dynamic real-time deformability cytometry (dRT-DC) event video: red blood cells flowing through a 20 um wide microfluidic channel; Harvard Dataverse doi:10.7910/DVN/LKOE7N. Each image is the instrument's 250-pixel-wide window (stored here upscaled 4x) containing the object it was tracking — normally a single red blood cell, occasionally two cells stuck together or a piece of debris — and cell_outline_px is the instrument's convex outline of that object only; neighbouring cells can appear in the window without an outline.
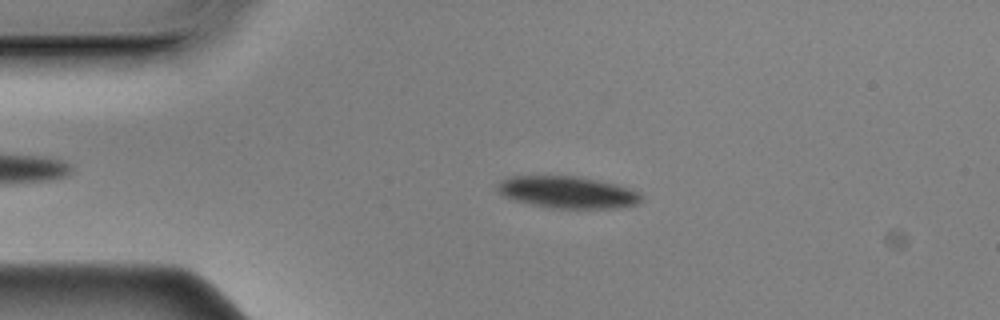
{"species": "Egyptian fruit bat (a non-hibernating species)", "species_latin": "Rousettus aegyptiacus", "temperature_condition": "cold", "stored_images_in_passage": 50, "camera_frame_rate_fps": 3000, "um_per_image_px": 0.085, "animal": {"sex": "male"}, "frame": {"image": 1, "passage_image": 11, "time_ms": 3.333, "image_size_px": [1000, 320], "cell_outline_px": [[640, 200], [636, 204], [616, 208], [552, 208], [532, 204], [516, 200], [504, 196], [496, 192], [496, 184], [500, 180], [508, 176], [576, 176], [616, 184], [628, 188], [636, 192], [640, 196]], "centroid_in_image_um": [48.15, 16.33], "position_along_channel_um": 36.8, "area_um2": 26.53}}
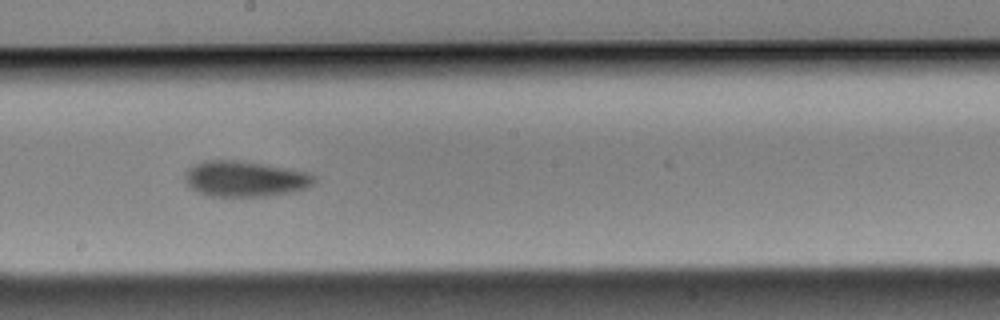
{"frame": {"image": 2, "passage_image": 30, "time_ms": 9.667, "image_size_px": [1000, 320], "cell_outline_px": [[316, 184], [308, 188], [292, 192], [268, 196], [204, 196], [188, 188], [184, 184], [184, 172], [192, 164], [204, 160], [236, 160], [264, 164], [288, 168], [308, 172], [316, 176]], "centroid_in_image_um": [20.79, 15.21], "position_along_channel_um": 227.4, "area_um2": 27.63}}
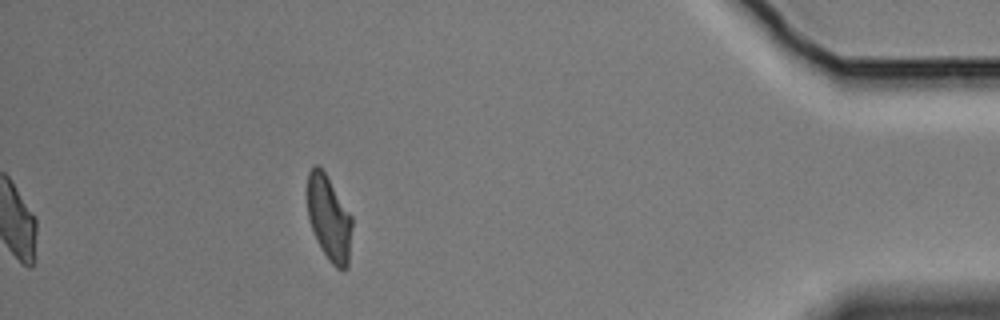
{"frame": {"image": 3, "passage_image": 50, "time_ms": 16.333, "image_size_px": [1000, 320], "cell_outline_px": [[352, 228], [348, 268], [344, 272], [336, 268], [328, 260], [316, 240], [308, 216], [308, 172], [316, 164], [324, 172], [352, 216]], "centroid_in_image_um": [27.99, 18.62], "position_along_channel_um": 407.2, "area_um2": 22.02}, "authors_computed_cell_mechanics": {"area_um2": 26.5013, "velocity_mm_per_s": 3.4926, "shape_relaxation_time_tau1_ms": 3.3952, "shape_relaxation_time_tau2_ms": 6.3129, "deformation_change_tau1": 0.0979, "deformation_change_tau2": 0.1399}}